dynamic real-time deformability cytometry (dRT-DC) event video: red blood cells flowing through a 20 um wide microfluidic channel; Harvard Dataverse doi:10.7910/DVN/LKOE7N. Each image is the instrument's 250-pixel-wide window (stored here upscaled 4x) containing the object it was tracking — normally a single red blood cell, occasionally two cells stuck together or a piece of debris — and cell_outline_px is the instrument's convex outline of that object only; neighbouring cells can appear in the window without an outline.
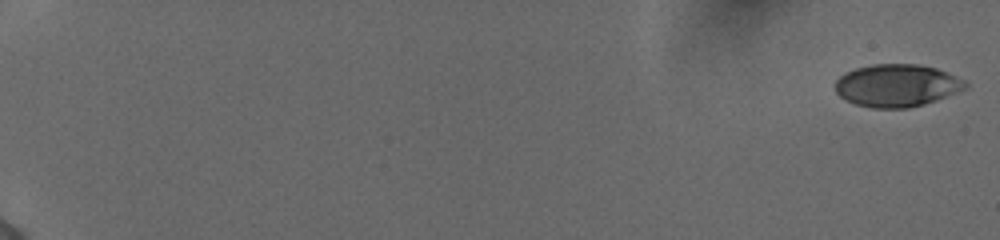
{"species": "human", "species_latin": "Homo sapiens", "temperature_condition": "cold", "stored_images_in_passage": 43, "camera_frame_rate_fps": 3000, "um_per_image_px": 0.085, "donor": {"sex": "female"}, "frame": {"image": 1, "passage_image": 1, "time_ms": 0.0, "image_size_px": [1000, 240], "cell_outline_px": [[968, 88], [936, 100], [924, 104], [908, 108], [872, 108], [856, 104], [840, 96], [836, 92], [836, 80], [844, 72], [856, 68], [872, 64], [916, 64], [936, 68], [948, 72], [964, 80], [968, 84]], "centroid_in_image_um": [76.25, 7.26], "position_along_channel_um": 8.8, "area_um2": 32.25}}
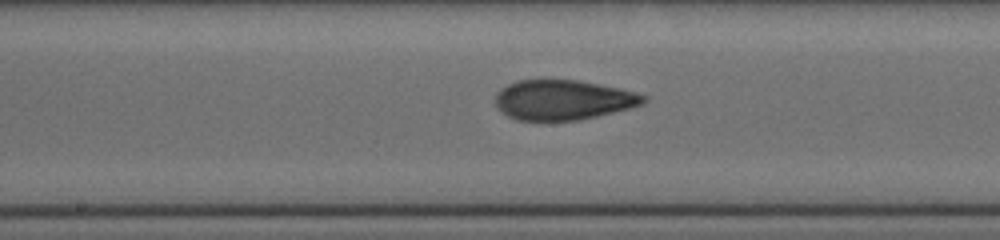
{"frame": {"image": 2, "passage_image": 24, "time_ms": 7.667, "image_size_px": [1000, 240], "cell_outline_px": [[648, 100], [644, 104], [580, 120], [516, 120], [508, 116], [496, 108], [496, 92], [500, 88], [516, 80], [576, 80], [600, 84], [620, 88], [636, 92], [648, 96]], "centroid_in_image_um": [47.86, 8.48], "position_along_channel_um": 200.3, "area_um2": 34.56}}
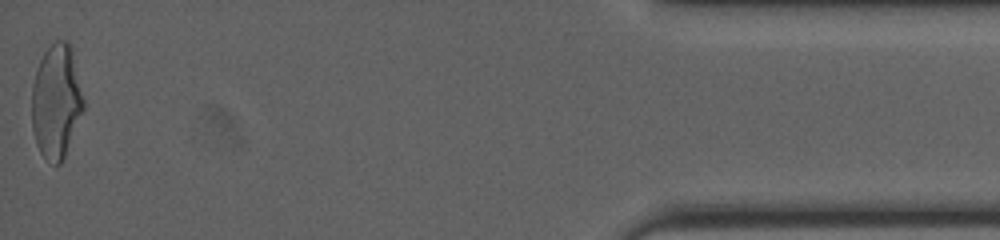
{"frame": {"image": 3, "passage_image": 43, "time_ms": 14.0, "image_size_px": [1000, 240], "cell_outline_px": [[84, 108], [64, 156], [60, 164], [56, 164], [44, 156], [40, 152], [36, 144], [32, 128], [32, 84], [36, 68], [44, 52], [56, 40], [68, 40], [72, 44], [84, 100]], "centroid_in_image_um": [4.79, 8.54], "position_along_channel_um": 430.4, "area_um2": 34.39}}